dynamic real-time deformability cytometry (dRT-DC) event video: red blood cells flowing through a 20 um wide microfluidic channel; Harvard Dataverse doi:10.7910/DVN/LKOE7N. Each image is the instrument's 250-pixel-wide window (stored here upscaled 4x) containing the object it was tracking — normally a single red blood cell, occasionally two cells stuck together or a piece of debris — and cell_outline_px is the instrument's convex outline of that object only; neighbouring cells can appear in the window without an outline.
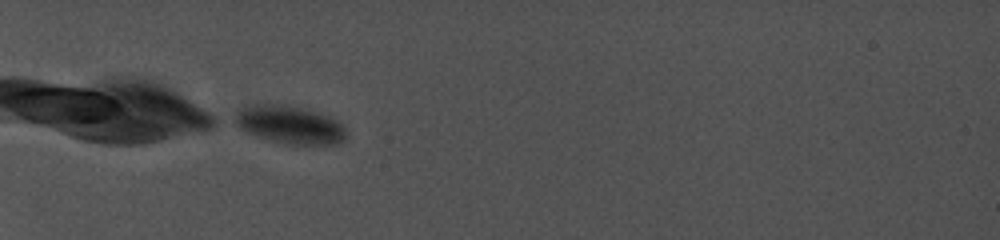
{"species": "common noctule bat (a hibernating species)", "species_latin": "Nyctalus noctula", "temperature_condition": "cold", "stored_images_in_passage": 53, "camera_frame_rate_fps": 5000, "um_per_image_px": 0.085, "animal": {"sex": "female", "body_mass_g": 19.0, "forearm_length_mm": 56.7}, "frame": {"image": 1, "passage_image": 1, "time_ms": 0.0, "image_size_px": [1000, 240], "cell_outline_px": [[348, 136], [344, 140], [336, 144], [284, 144], [248, 132], [232, 124], [228, 120], [244, 108], [252, 104], [276, 104], [304, 108], [328, 116], [336, 120], [344, 128]], "centroid_in_image_um": [24.6, 10.6], "position_along_channel_um": 60.4, "area_um2": 24.51}}
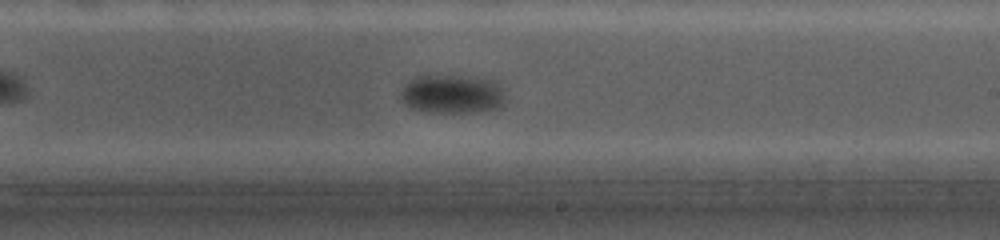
{"frame": {"image": 2, "passage_image": 35, "time_ms": 6.4, "image_size_px": [1000, 240], "cell_outline_px": [[508, 100], [500, 108], [480, 112], [424, 112], [412, 108], [404, 104], [400, 100], [400, 88], [408, 80], [424, 72], [428, 72], [480, 76], [496, 80]], "centroid_in_image_um": [38.42, 7.93], "position_along_channel_um": 250.6, "area_um2": 25.49}}
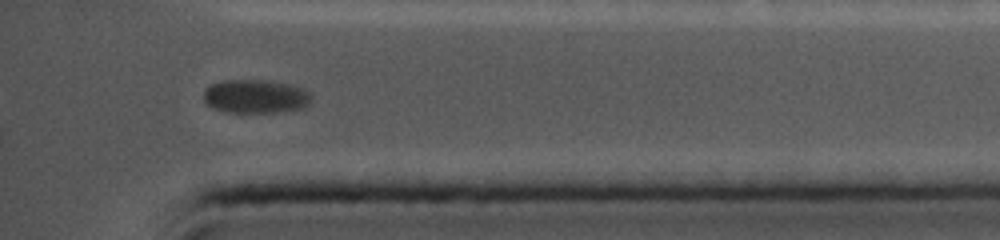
{"frame": {"image": 3, "passage_image": 52, "time_ms": 10.8, "image_size_px": [1000, 240], "cell_outline_px": [[312, 100], [308, 104], [300, 108], [280, 112], [228, 112], [212, 108], [204, 100], [204, 88], [212, 84], [224, 80], [264, 80], [288, 84], [304, 88], [312, 96]], "centroid_in_image_um": [21.71, 8.19], "position_along_channel_um": 413.5, "area_um2": 21.1}}